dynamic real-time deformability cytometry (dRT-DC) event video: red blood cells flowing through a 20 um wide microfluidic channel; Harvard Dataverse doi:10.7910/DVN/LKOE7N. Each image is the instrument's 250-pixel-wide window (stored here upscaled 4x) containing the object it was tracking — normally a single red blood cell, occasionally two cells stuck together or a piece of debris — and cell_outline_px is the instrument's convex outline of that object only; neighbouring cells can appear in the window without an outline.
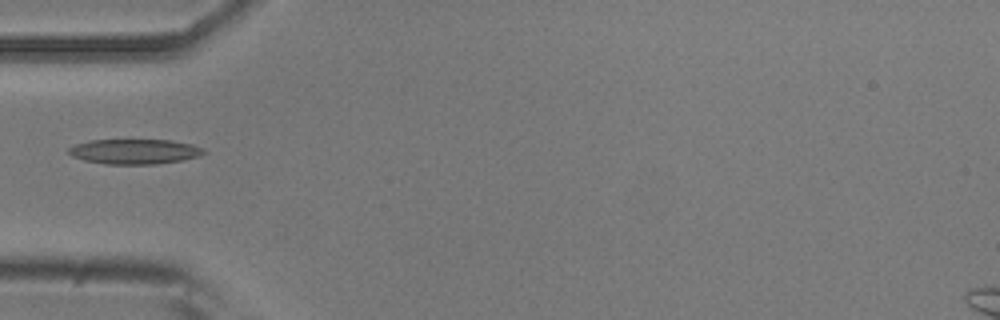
{"species": "common noctule bat (a hibernating species)", "species_latin": "Nyctalus noctula", "temperature_condition": "room temperature", "stored_images_in_passage": 37, "camera_frame_rate_fps": 3000, "um_per_image_px": 0.085, "animal": {"sex": "male", "body_mass_g": 20.5, "forearm_length_mm": 52.5}, "frame": {"image": 1, "passage_image": 1, "time_ms": 0.0, "image_size_px": [1000, 320], "cell_outline_px": [[204, 152], [200, 156], [184, 160], [156, 164], [104, 164], [84, 160], [72, 156], [68, 152], [68, 148], [76, 144], [88, 140], [172, 140], [192, 144], [200, 148]], "centroid_in_image_um": [11.41, 12.88], "position_along_channel_um": 73.6, "area_um2": 19.65}}
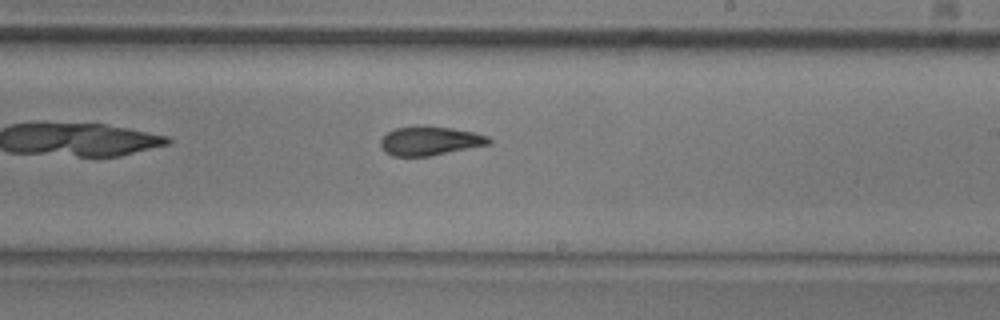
{"frame": {"image": 2, "passage_image": 15, "time_ms": 4.667, "image_size_px": [1000, 320], "cell_outline_px": [[492, 144], [428, 156], [392, 156], [384, 152], [380, 144], [380, 140], [388, 132], [396, 128], [416, 124], [424, 124], [452, 128], [472, 132], [488, 136], [492, 140]], "centroid_in_image_um": [36.53, 11.95], "position_along_channel_um": 252.5, "area_um2": 18.61}}
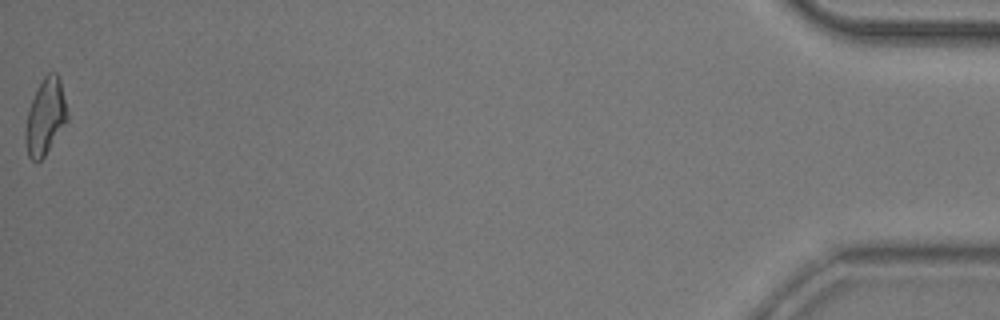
{"frame": {"image": 3, "passage_image": 37, "time_ms": 12.0, "image_size_px": [1000, 320], "cell_outline_px": [[68, 120], [44, 156], [40, 160], [32, 160], [28, 156], [24, 140], [24, 132], [28, 108], [44, 76], [48, 72], [56, 72], [60, 76], [68, 112]], "centroid_in_image_um": [3.86, 9.91], "position_along_channel_um": 431.3, "area_um2": 18.61}}